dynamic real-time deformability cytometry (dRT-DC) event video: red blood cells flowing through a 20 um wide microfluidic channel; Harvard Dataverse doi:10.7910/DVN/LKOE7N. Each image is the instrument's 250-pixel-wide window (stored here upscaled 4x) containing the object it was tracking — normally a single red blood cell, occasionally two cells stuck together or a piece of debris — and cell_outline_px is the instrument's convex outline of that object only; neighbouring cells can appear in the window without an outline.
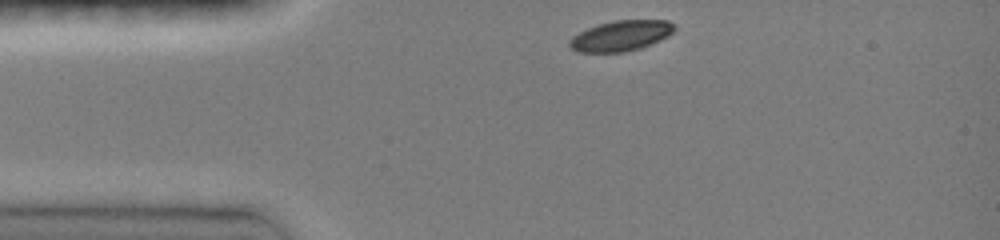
{"species": "common noctule bat (a hibernating species)", "species_latin": "Nyctalus noctula", "temperature_condition": "room temperature", "stored_images_in_passage": 33, "camera_frame_rate_fps": 3000, "um_per_image_px": 0.085, "animal": {"sex": "female", "body_mass_g": 19.0, "forearm_length_mm": 51.5}, "frame": {"image": 1, "passage_image": 1, "time_ms": 0.0, "image_size_px": [1000, 240], "cell_outline_px": [[676, 28], [668, 36], [652, 44], [640, 48], [624, 52], [580, 52], [572, 48], [568, 44], [568, 40], [572, 36], [588, 28], [612, 20], [668, 20]], "centroid_in_image_um": [52.78, 3.04], "position_along_channel_um": 32.2, "area_um2": 18.55}}
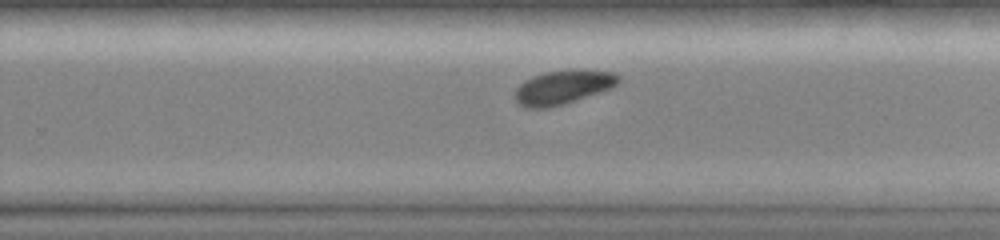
{"frame": {"image": 2, "passage_image": 22, "time_ms": 7.0, "image_size_px": [1000, 240], "cell_outline_px": [[620, 80], [616, 84], [608, 88], [564, 104], [548, 108], [528, 108], [520, 104], [516, 100], [516, 88], [524, 80], [532, 76], [548, 72], [612, 72], [620, 76]], "centroid_in_image_um": [47.77, 7.46], "position_along_channel_um": 282.0, "area_um2": 19.31}}
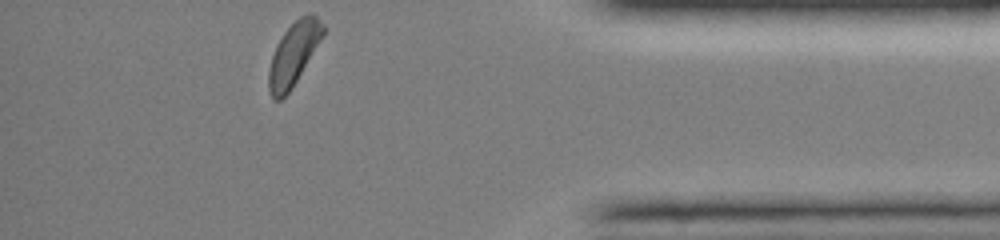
{"frame": {"image": 3, "passage_image": 33, "time_ms": 10.667, "image_size_px": [1000, 240], "cell_outline_px": [[324, 36], [296, 80], [288, 92], [280, 100], [272, 100], [268, 88], [268, 68], [276, 44], [284, 32], [300, 16], [308, 12], [312, 12], [324, 24]], "centroid_in_image_um": [24.95, 4.56], "position_along_channel_um": 410.2, "area_um2": 19.83}, "authors_computed_cell_mechanics": {"area_um2": 20.519, "velocity_mm_per_s": 4.0631, "shape_relaxation_time_tau1_ms": 1.5222, "shape_relaxation_time_tau2_ms": null, "deformation_change_tau1": 0.0884, "deformation_change_tau2": null}}